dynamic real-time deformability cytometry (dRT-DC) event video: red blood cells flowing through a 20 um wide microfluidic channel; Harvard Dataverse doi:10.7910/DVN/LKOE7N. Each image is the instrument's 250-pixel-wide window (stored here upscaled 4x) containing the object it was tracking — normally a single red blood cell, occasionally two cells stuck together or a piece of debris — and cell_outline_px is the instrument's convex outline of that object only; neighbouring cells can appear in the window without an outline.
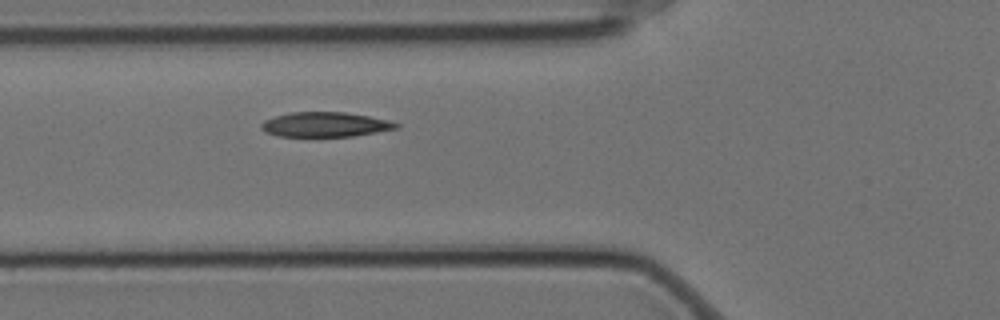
{"species": "Egyptian fruit bat (a non-hibernating species)", "species_latin": "Rousettus aegyptiacus", "temperature_condition": "cold", "stored_images_in_passage": 5, "segment_of_instrument_passage": [1, 2], "camera_frame_rate_fps": 3000, "um_per_image_px": 0.085, "animal": {"sex": "female"}, "frame": {"image": 1, "passage_image": 4, "time_ms": 1.0, "image_size_px": [1000, 320], "cell_outline_px": [[400, 128], [352, 136], [276, 136], [264, 132], [260, 128], [260, 124], [264, 120], [276, 116], [292, 112], [344, 112], [368, 116], [400, 124]], "centroid_in_image_um": [27.59, 10.59], "position_along_channel_um": 98.2, "area_um2": 19.31}}